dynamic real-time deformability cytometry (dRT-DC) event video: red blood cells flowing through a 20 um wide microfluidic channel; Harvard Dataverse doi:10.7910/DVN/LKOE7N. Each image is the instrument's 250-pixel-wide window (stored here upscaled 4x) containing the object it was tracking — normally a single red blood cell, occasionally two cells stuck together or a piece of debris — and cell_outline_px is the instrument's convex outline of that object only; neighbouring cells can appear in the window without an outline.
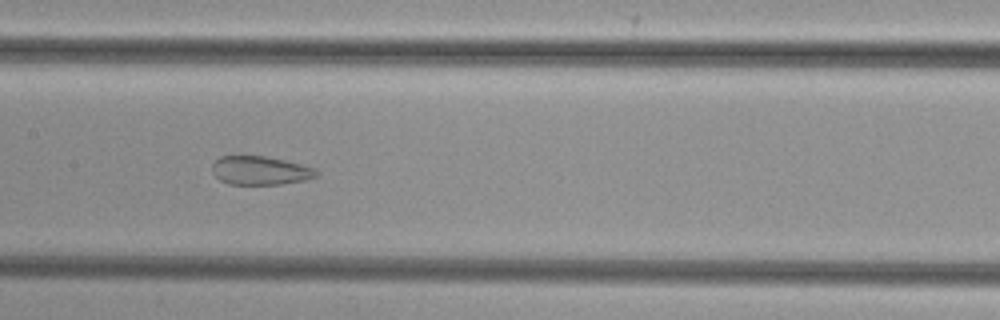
{"species": "common noctule bat (a hibernating species)", "species_latin": "Nyctalus noctula", "temperature_condition": "cold", "stored_images_in_passage": 50, "camera_frame_rate_fps": 3000, "um_per_image_px": 0.085, "animal": {"sex": "female", "body_mass_g": 29.2, "forearm_length_mm": 56.3}, "frame": {"image": 1, "passage_image": 26, "time_ms": 8.333, "image_size_px": [1000, 320], "cell_outline_px": [[320, 176], [308, 180], [280, 184], [228, 184], [220, 180], [212, 172], [212, 164], [220, 156], [264, 156], [284, 160], [316, 168], [320, 172]], "centroid_in_image_um": [22.17, 14.5], "position_along_channel_um": 185.2, "area_um2": 17.57}}
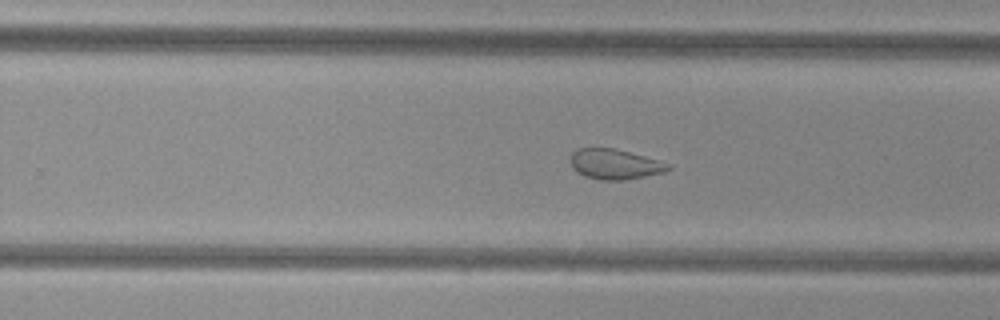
{"frame": {"image": 2, "passage_image": 33, "time_ms": 10.667, "image_size_px": [1000, 320], "cell_outline_px": [[672, 168], [664, 172], [624, 180], [600, 180], [584, 176], [576, 172], [572, 168], [572, 152], [576, 148], [616, 148], [672, 164]], "centroid_in_image_um": [52.27, 13.95], "position_along_channel_um": 277.5, "area_um2": 17.22}}
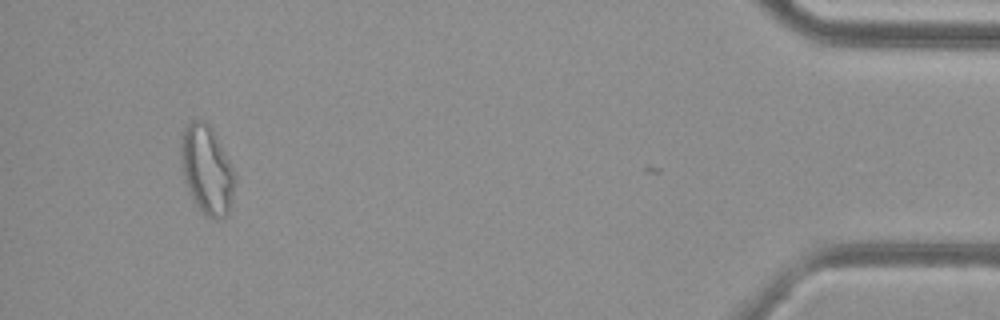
{"frame": {"image": 3, "passage_image": 49, "time_ms": 16.0, "image_size_px": [1000, 320], "cell_outline_px": [[236, 176], [228, 212], [224, 216], [216, 220], [200, 212], [192, 200], [184, 176], [180, 160], [180, 136], [184, 128], [192, 120], [204, 120], [212, 128]], "centroid_in_image_um": [17.54, 14.42], "position_along_channel_um": 417.7, "area_um2": 27.69}}